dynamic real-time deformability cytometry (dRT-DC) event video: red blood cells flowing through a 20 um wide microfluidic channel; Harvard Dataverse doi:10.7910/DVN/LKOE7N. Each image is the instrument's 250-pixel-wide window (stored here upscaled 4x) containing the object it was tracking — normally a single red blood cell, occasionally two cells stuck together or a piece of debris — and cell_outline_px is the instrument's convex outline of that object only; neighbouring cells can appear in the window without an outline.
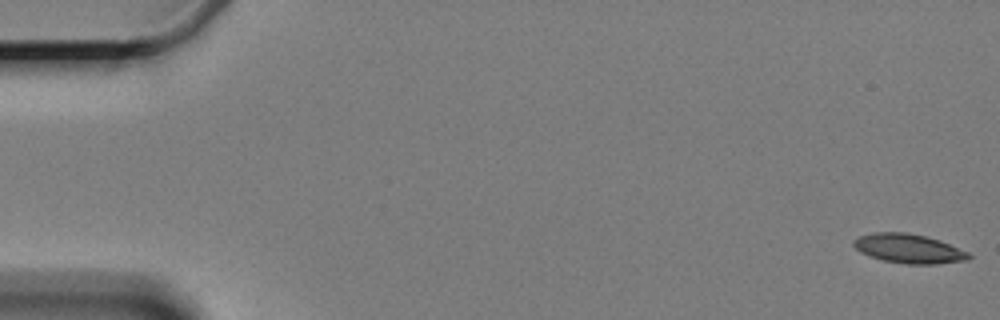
{"species": "Egyptian fruit bat (a non-hibernating species)", "species_latin": "Rousettus aegyptiacus", "temperature_condition": "cold", "stored_images_in_passage": 6, "camera_frame_rate_fps": 3000, "um_per_image_px": 0.085, "animal": {"sex": "female"}, "frame": {"image": 1, "passage_image": 1, "time_ms": 0.0, "image_size_px": [1000, 320], "cell_outline_px": [[972, 256], [968, 260], [936, 264], [908, 264], [884, 260], [860, 252], [852, 244], [852, 240], [860, 236], [872, 232], [908, 232], [928, 236], [940, 240], [968, 252]], "centroid_in_image_um": [77.25, 21.11], "position_along_channel_um": 7.7, "area_um2": 19.65}}
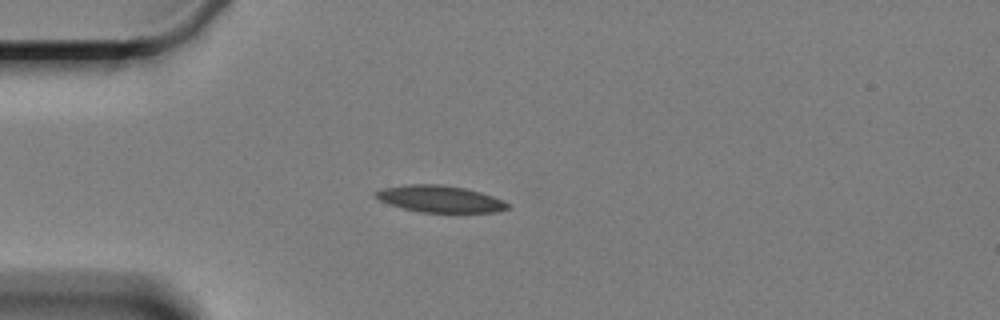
{"frame": {"image": 2, "passage_image": 4, "time_ms": 5.0, "image_size_px": [1000, 320], "cell_outline_px": [[512, 208], [496, 212], [420, 212], [404, 208], [380, 200], [372, 192], [384, 188], [408, 184], [440, 184], [464, 188], [480, 192], [504, 200], [512, 204]], "centroid_in_image_um": [37.47, 16.91], "position_along_channel_um": 47.5, "area_um2": 20.52}}
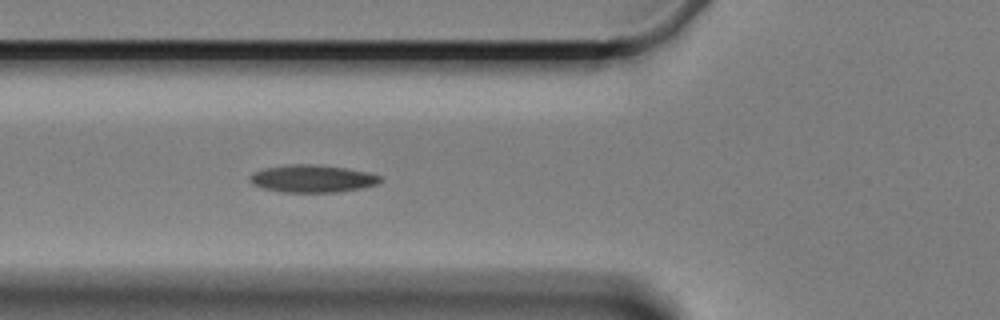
{"frame": {"image": 3, "passage_image": 6, "time_ms": 7.0, "image_size_px": [1000, 320], "cell_outline_px": [[384, 180], [376, 184], [364, 188], [336, 192], [284, 192], [264, 188], [252, 184], [248, 180], [248, 176], [252, 172], [264, 168], [288, 164], [320, 164], [368, 172], [380, 176]], "centroid_in_image_um": [26.53, 15.17], "position_along_channel_um": 99.3, "area_um2": 21.1}}